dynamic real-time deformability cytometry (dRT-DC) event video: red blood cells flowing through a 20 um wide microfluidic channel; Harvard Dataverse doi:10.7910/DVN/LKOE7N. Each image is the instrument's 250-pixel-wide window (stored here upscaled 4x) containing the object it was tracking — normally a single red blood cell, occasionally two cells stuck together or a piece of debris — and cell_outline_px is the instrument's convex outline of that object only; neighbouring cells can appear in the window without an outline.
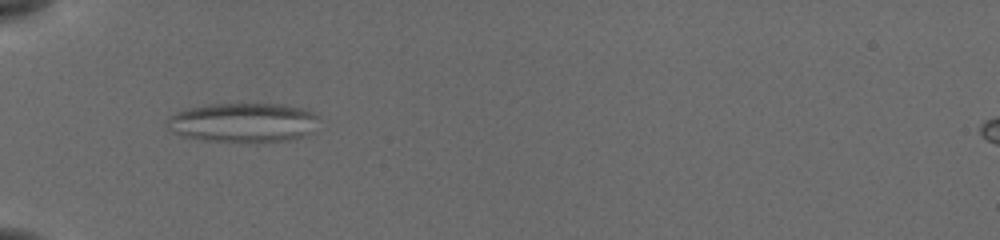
{"species": "common noctule bat (a hibernating species)", "species_latin": "Nyctalus noctula", "temperature_condition": "cold", "stored_images_in_passage": 42, "camera_frame_rate_fps": 3000, "um_per_image_px": 0.085, "animal": {"sex": "female", "body_mass_g": 19.5, "forearm_length_mm": 54.1}, "frame": {"image": 1, "passage_image": 6, "time_ms": 1.667, "image_size_px": [1000, 240], "cell_outline_px": [[316, 116], [308, 132], [300, 136], [288, 140], [204, 140], [180, 136], [172, 132], [168, 128], [168, 116], [176, 112], [188, 108], [208, 104], [280, 104], [300, 108], [312, 112]], "centroid_in_image_um": [20.53, 10.38], "position_along_channel_um": 64.5, "area_um2": 33.58}}
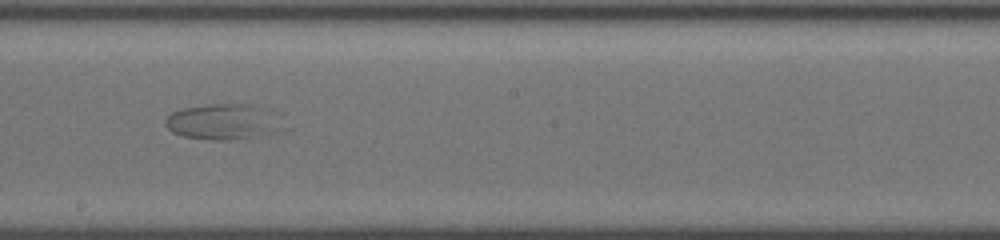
{"frame": {"image": 2, "passage_image": 20, "time_ms": 6.333, "image_size_px": [1000, 240], "cell_outline_px": [[256, 108], [252, 136], [228, 140], [212, 140], [184, 136], [172, 132], [164, 124], [164, 120], [172, 112], [184, 108], [204, 104], [248, 104]], "centroid_in_image_um": [18.13, 10.33], "position_along_channel_um": 230.1, "area_um2": 19.83}}
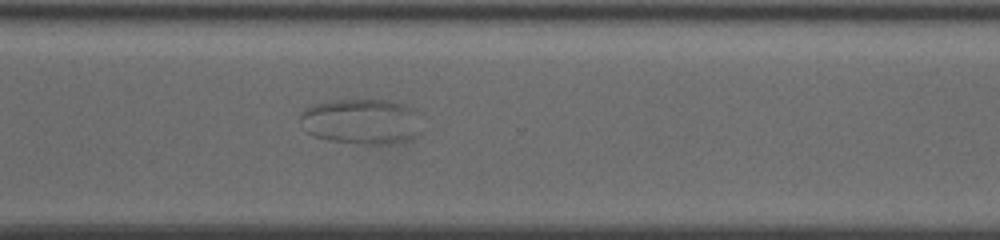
{"frame": {"image": 3, "passage_image": 29, "time_ms": 9.333, "image_size_px": [1000, 240], "cell_outline_px": [[424, 132], [420, 136], [408, 140], [392, 144], [360, 144], [328, 140], [312, 136], [308, 132], [300, 116], [304, 108], [312, 104], [328, 100], [392, 100], [408, 104], [416, 112]], "centroid_in_image_um": [30.8, 10.32], "position_along_channel_um": 339.8, "area_um2": 32.89}}